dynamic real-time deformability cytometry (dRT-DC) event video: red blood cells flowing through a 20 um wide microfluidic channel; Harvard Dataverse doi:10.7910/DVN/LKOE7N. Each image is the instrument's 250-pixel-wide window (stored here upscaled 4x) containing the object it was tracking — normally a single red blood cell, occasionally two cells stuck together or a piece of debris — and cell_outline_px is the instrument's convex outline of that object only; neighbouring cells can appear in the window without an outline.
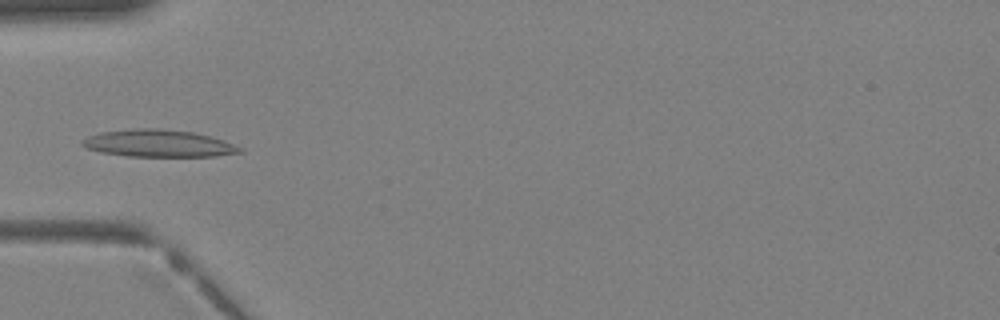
{"species": "Egyptian fruit bat (a non-hibernating species)", "species_latin": "Rousettus aegyptiacus", "temperature_condition": "warm", "stored_images_in_passage": 34, "camera_frame_rate_fps": 3000, "um_per_image_px": 0.085, "animal": {"sex": "female"}, "frame": {"image": 1, "passage_image": 13, "time_ms": 4.0, "image_size_px": [1000, 320], "cell_outline_px": [[244, 152], [216, 156], [128, 156], [100, 152], [88, 148], [80, 144], [80, 140], [88, 136], [100, 132], [132, 128], [156, 128], [192, 132], [224, 140], [244, 148]], "centroid_in_image_um": [13.46, 12.18], "position_along_channel_um": 71.5, "area_um2": 25.03}}
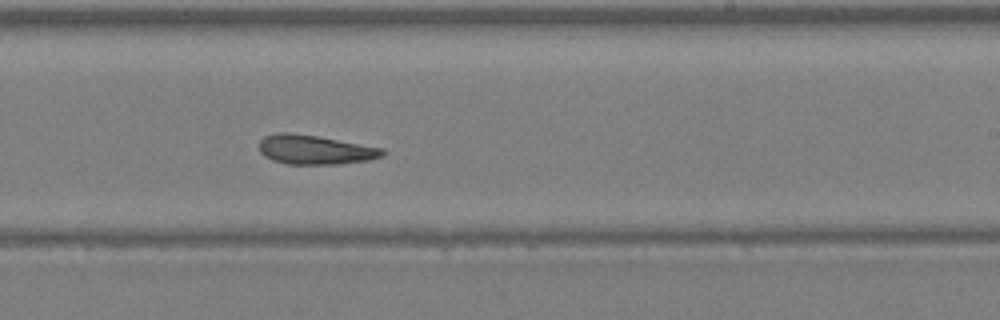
{"frame": {"image": 2, "passage_image": 24, "time_ms": 7.667, "image_size_px": [1000, 320], "cell_outline_px": [[384, 156], [368, 160], [336, 164], [288, 164], [272, 160], [264, 156], [260, 152], [260, 140], [264, 136], [276, 132], [288, 132], [316, 136], [384, 148]], "centroid_in_image_um": [26.75, 12.72], "position_along_channel_um": 262.2, "area_um2": 20.98}}
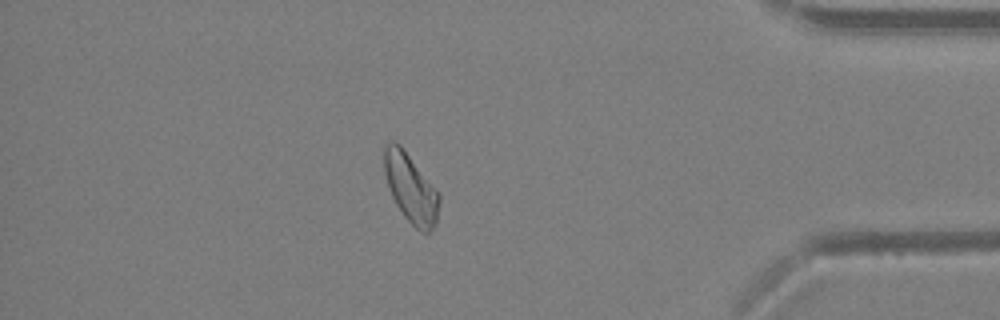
{"frame": {"image": 3, "passage_image": 34, "time_ms": 11.0, "image_size_px": [1000, 320], "cell_outline_px": [[440, 200], [436, 220], [432, 228], [428, 232], [420, 232], [404, 216], [396, 204], [392, 196], [384, 172], [384, 144], [392, 140], [400, 144], [440, 192]], "centroid_in_image_um": [34.92, 15.96], "position_along_channel_um": 400.3, "area_um2": 22.08}}